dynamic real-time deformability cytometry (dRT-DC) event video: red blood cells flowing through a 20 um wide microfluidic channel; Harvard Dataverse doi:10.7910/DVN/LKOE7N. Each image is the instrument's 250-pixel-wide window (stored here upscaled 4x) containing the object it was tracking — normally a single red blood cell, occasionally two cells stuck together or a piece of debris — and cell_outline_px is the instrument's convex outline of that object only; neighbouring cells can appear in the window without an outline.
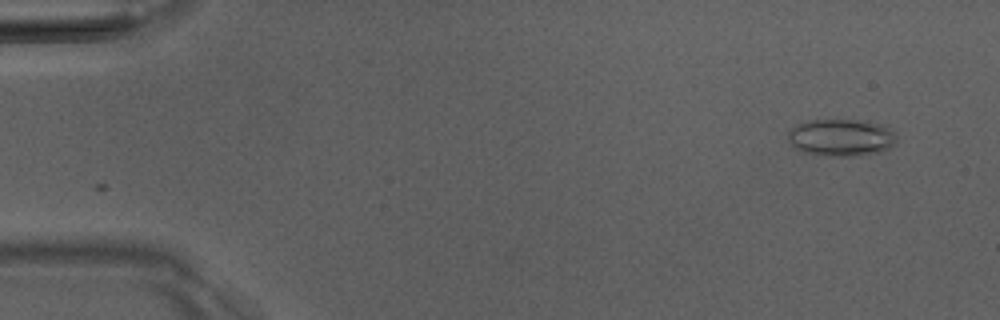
{"species": "Egyptian fruit bat (a non-hibernating species)", "species_latin": "Rousettus aegyptiacus", "temperature_condition": "room temperature", "stored_images_in_passage": 6, "camera_frame_rate_fps": 3000, "um_per_image_px": 0.085, "animal": {"sex": "male"}, "frame": {"image": 1, "passage_image": 6, "time_ms": 6.667, "image_size_px": [1000, 320], "cell_outline_px": [[896, 144], [880, 152], [860, 156], [828, 156], [800, 152], [788, 140], [788, 132], [796, 124], [808, 120], [856, 120], [888, 124], [896, 132]], "centroid_in_image_um": [71.55, 11.69], "position_along_channel_um": 13.5, "area_um2": 24.04}}